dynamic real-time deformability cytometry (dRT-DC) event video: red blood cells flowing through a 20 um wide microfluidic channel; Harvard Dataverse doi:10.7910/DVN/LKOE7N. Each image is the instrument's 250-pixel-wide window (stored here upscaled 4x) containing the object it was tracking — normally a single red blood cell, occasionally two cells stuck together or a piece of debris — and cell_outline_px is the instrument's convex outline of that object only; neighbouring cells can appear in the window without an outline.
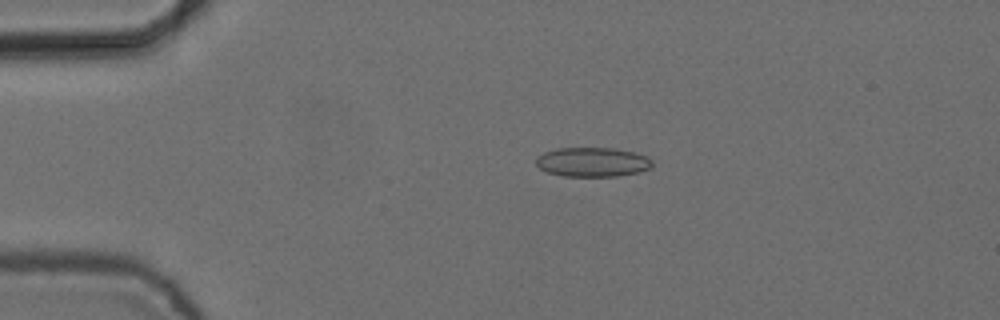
{"species": "common noctule bat (a hibernating species)", "species_latin": "Nyctalus noctula", "temperature_condition": "cold", "stored_images_in_passage": 4, "camera_frame_rate_fps": 3000, "um_per_image_px": 0.085, "animal": {"sex": "female", "body_mass_g": 24.6, "forearm_length_mm": 56.2}, "frame": {"image": 1, "passage_image": 2, "time_ms": 0.333, "image_size_px": [1000, 320], "cell_outline_px": [[652, 164], [648, 168], [640, 172], [620, 176], [564, 176], [548, 172], [540, 168], [536, 164], [536, 156], [544, 152], [556, 148], [616, 148], [636, 152], [648, 156], [652, 160]], "centroid_in_image_um": [50.38, 13.76], "position_along_channel_um": 34.6, "area_um2": 20.06}}
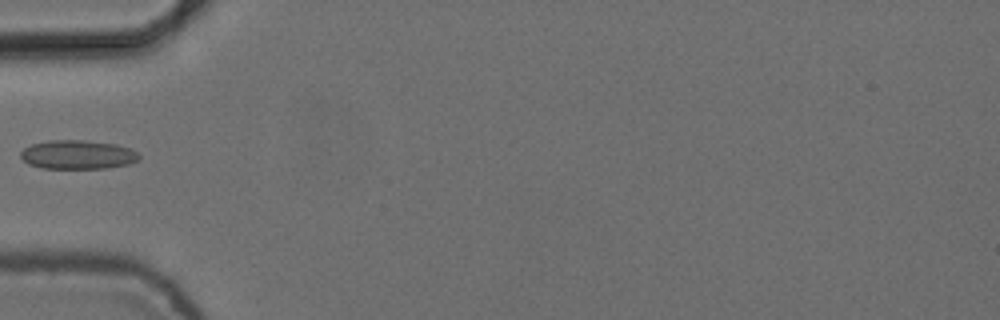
{"frame": {"image": 2, "passage_image": 4, "time_ms": 1.0, "image_size_px": [1000, 320], "cell_outline_px": [[140, 160], [128, 164], [108, 168], [40, 168], [28, 164], [20, 156], [20, 152], [24, 148], [32, 144], [48, 140], [84, 140], [116, 144], [132, 148], [140, 156]], "centroid_in_image_um": [6.62, 13.14], "position_along_channel_um": 78.4, "area_um2": 20.11}}